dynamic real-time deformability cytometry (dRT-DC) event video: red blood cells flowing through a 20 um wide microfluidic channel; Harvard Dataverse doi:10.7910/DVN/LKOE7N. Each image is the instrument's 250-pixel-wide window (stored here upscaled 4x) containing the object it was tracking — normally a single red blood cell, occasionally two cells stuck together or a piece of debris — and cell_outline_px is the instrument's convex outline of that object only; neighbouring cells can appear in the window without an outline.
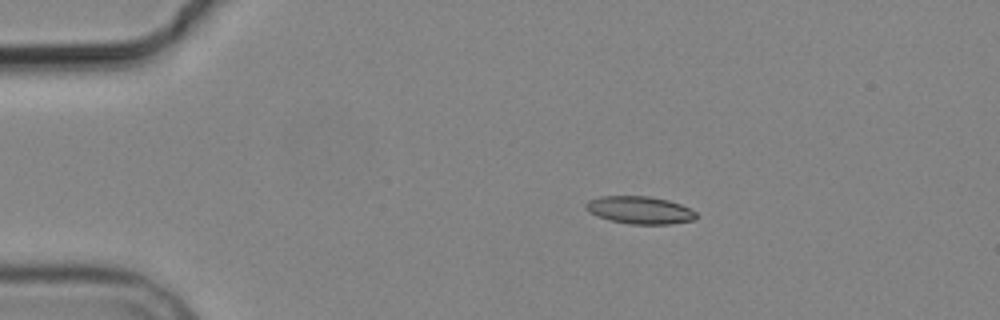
{"species": "common noctule bat (a hibernating species)", "species_latin": "Nyctalus noctula", "temperature_condition": "cold", "stored_images_in_passage": 5, "camera_frame_rate_fps": 3000, "um_per_image_px": 0.085, "animal": {"sex": "male", "body_mass_g": 19.2, "forearm_length_mm": 51.8}, "frame": {"image": 1, "passage_image": 2, "time_ms": 1.667, "image_size_px": [1000, 320], "cell_outline_px": [[696, 216], [692, 220], [668, 224], [632, 224], [612, 220], [600, 216], [584, 208], [584, 204], [588, 200], [600, 196], [648, 196], [668, 200], [680, 204], [696, 212]], "centroid_in_image_um": [54.37, 17.84], "position_along_channel_um": 30.6, "area_um2": 17.4}}
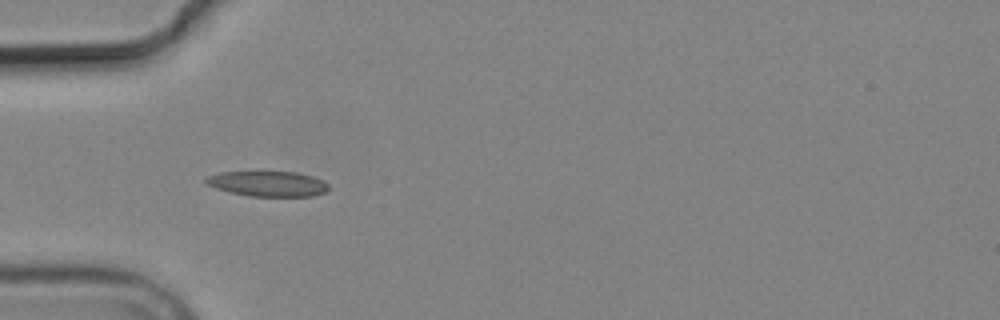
{"frame": {"image": 2, "passage_image": 4, "time_ms": 4.0, "image_size_px": [1000, 320], "cell_outline_px": [[328, 188], [324, 192], [312, 196], [248, 196], [228, 192], [216, 188], [208, 184], [204, 180], [208, 176], [220, 172], [296, 172], [312, 176], [324, 180], [328, 184]], "centroid_in_image_um": [22.77, 15.62], "position_along_channel_um": 62.2, "area_um2": 17.98}}
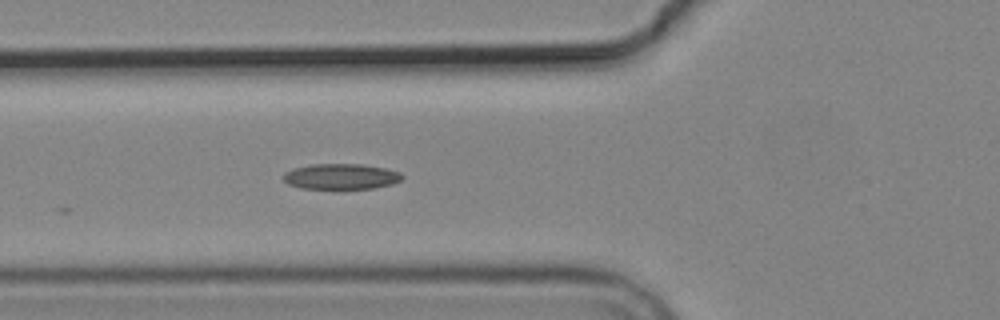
{"frame": {"image": 3, "passage_image": 5, "time_ms": 5.0, "image_size_px": [1000, 320], "cell_outline_px": [[404, 176], [400, 180], [392, 184], [372, 188], [300, 188], [288, 184], [284, 180], [284, 172], [292, 168], [312, 164], [364, 164], [384, 168], [400, 172]], "centroid_in_image_um": [28.97, 14.99], "position_along_channel_um": 96.8, "area_um2": 17.63}}